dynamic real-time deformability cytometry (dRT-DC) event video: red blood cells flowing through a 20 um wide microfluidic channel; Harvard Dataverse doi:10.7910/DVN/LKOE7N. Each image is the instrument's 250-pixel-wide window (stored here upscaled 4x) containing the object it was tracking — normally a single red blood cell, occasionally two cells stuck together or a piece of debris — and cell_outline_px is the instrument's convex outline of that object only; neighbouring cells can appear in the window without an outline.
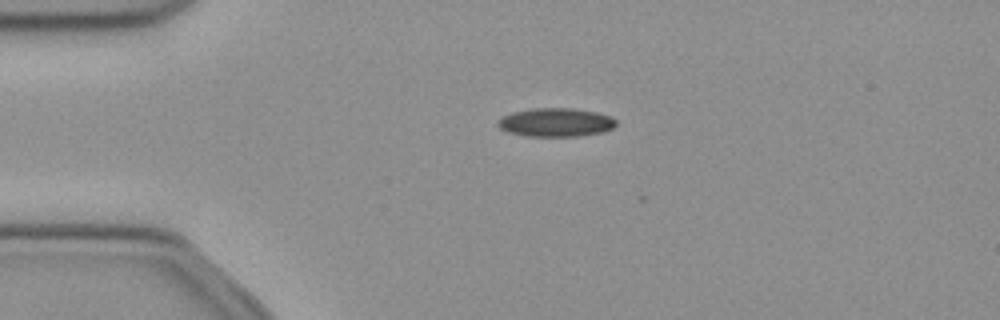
{"species": "common noctule bat (a hibernating species)", "species_latin": "Nyctalus noctula", "temperature_condition": "cold", "stored_images_in_passage": 2, "camera_frame_rate_fps": 3000, "um_per_image_px": 0.085, "animal": {"sex": "female", "body_mass_g": 21.9}, "frame": {"image": 1, "passage_image": 1, "time_ms": 0.0, "image_size_px": [1000, 320], "cell_outline_px": [[616, 124], [612, 128], [604, 132], [580, 136], [524, 136], [508, 132], [500, 128], [496, 124], [496, 120], [512, 112], [532, 108], [572, 108], [596, 112], [612, 116], [616, 120]], "centroid_in_image_um": [47.24, 10.4], "position_along_channel_um": 37.8, "area_um2": 19.88}}